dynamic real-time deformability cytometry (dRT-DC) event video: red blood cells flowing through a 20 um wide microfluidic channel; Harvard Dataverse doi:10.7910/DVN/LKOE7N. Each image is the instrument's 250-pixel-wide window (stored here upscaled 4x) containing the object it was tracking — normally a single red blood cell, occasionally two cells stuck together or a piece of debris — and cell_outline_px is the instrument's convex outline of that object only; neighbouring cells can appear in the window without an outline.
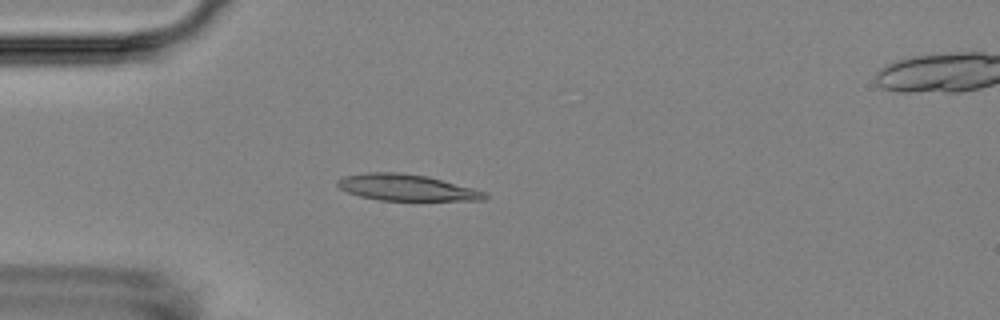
{"species": "Egyptian fruit bat (a non-hibernating species)", "species_latin": "Rousettus aegyptiacus", "temperature_condition": "room temperature", "stored_images_in_passage": 4, "camera_frame_rate_fps": 3000, "um_per_image_px": 0.085, "animal": {"sex": "female"}, "frame": {"image": 1, "passage_image": 3, "time_ms": 3.333, "image_size_px": [1000, 320], "cell_outline_px": [[488, 196], [484, 200], [380, 200], [360, 196], [348, 192], [340, 188], [336, 184], [336, 180], [344, 176], [368, 172], [400, 172], [428, 176], [488, 192]], "centroid_in_image_um": [34.56, 15.93], "position_along_channel_um": 50.4, "area_um2": 22.6}}